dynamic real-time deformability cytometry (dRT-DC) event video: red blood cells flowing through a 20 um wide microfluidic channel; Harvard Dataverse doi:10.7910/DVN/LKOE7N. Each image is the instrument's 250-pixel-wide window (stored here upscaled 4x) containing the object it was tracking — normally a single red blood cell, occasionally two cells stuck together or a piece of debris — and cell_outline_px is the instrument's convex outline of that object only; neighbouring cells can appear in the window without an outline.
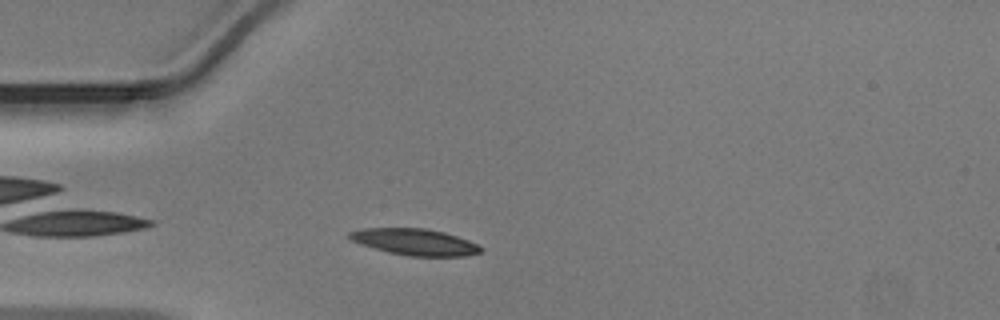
{"species": "Egyptian fruit bat (a non-hibernating species)", "species_latin": "Rousettus aegyptiacus", "temperature_condition": "warm", "stored_images_in_passage": 7, "camera_frame_rate_fps": 3000, "um_per_image_px": 0.085, "animal": {"sex": "male"}, "frame": {"image": 1, "passage_image": 3, "time_ms": 0.667, "image_size_px": [1000, 320], "cell_outline_px": [[484, 248], [480, 252], [464, 256], [408, 256], [388, 252], [352, 240], [348, 236], [348, 232], [360, 228], [424, 228], [444, 232], [468, 240]], "centroid_in_image_um": [35.27, 20.56], "position_along_channel_um": 49.7, "area_um2": 20.0}}